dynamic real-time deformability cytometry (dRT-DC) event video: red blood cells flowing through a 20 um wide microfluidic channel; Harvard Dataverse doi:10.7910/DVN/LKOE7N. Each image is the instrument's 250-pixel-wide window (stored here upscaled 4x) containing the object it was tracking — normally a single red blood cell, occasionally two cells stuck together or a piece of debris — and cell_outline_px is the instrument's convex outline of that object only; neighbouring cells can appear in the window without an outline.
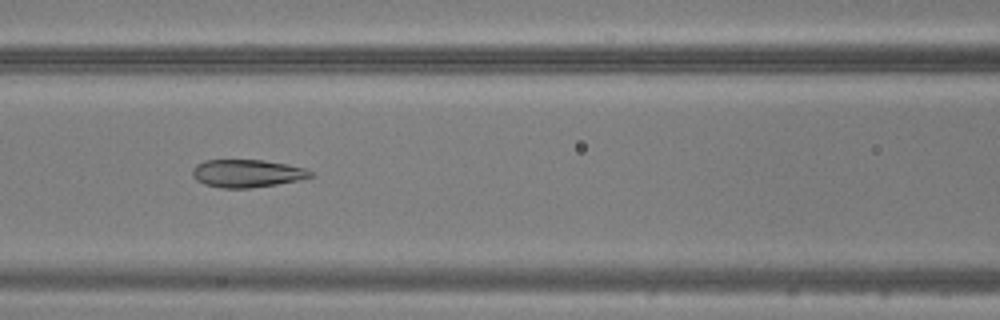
{"species": "common noctule bat (a hibernating species)", "species_latin": "Nyctalus noctula", "temperature_condition": "warm", "stored_images_in_passage": 49, "camera_frame_rate_fps": 3000, "um_per_image_px": 0.085, "animal": {"sex": "male", "body_mass_g": 20.5, "forearm_length_mm": 52.5}, "frame": {"image": 1, "passage_image": 22, "time_ms": 7.0, "image_size_px": [1000, 320], "cell_outline_px": [[312, 176], [296, 180], [276, 184], [248, 188], [220, 188], [204, 184], [196, 180], [192, 176], [192, 168], [196, 164], [204, 160], [264, 160], [288, 164], [304, 168], [312, 172]], "centroid_in_image_um": [20.93, 14.73], "position_along_channel_um": 145.7, "area_um2": 19.07}}
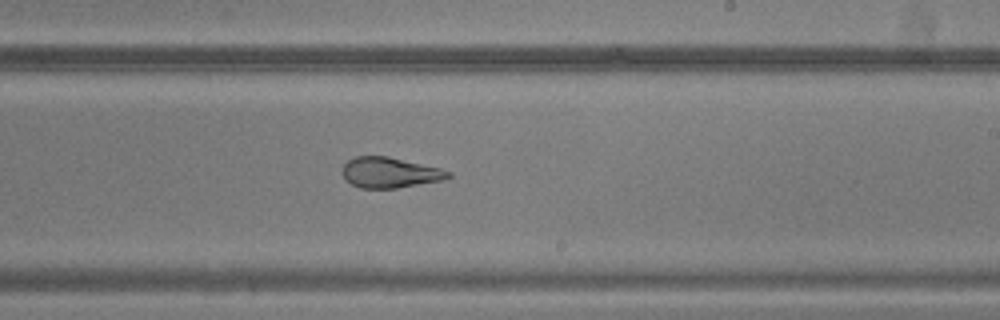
{"frame": {"image": 2, "passage_image": 30, "time_ms": 9.667, "image_size_px": [1000, 320], "cell_outline_px": [[452, 176], [444, 180], [396, 188], [360, 188], [352, 184], [344, 176], [344, 164], [348, 160], [356, 156], [388, 156], [440, 168], [452, 172]], "centroid_in_image_um": [33.18, 14.67], "position_along_channel_um": 255.8, "area_um2": 18.67}}
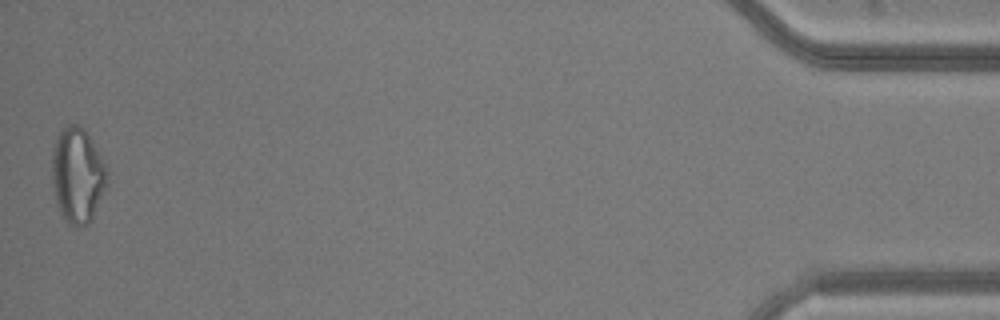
{"frame": {"image": 3, "passage_image": 49, "time_ms": 16.0, "image_size_px": [1000, 320], "cell_outline_px": [[108, 184], [92, 220], [88, 224], [76, 228], [68, 224], [64, 220], [56, 204], [52, 188], [52, 148], [56, 136], [68, 124], [80, 124], [84, 128], [92, 140], [108, 168]], "centroid_in_image_um": [6.59, 14.92], "position_along_channel_um": 428.6, "area_um2": 31.44}}